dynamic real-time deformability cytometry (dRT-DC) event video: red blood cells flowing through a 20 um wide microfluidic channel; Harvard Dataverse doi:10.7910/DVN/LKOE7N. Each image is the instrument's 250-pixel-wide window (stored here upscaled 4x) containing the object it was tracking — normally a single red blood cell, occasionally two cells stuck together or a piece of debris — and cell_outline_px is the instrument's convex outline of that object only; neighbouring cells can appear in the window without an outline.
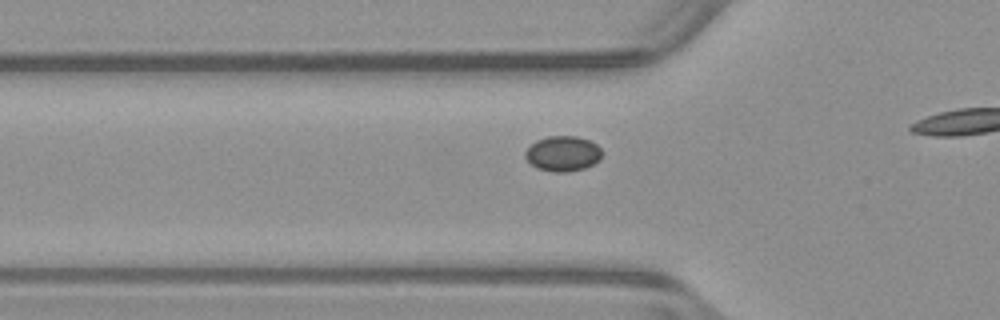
{"species": "common noctule bat (a hibernating species)", "species_latin": "Nyctalus noctula", "temperature_condition": "warm", "stored_images_in_passage": 27, "camera_frame_rate_fps": 3000, "um_per_image_px": 0.085, "animal": {"sex": "male", "body_mass_g": 23.1, "forearm_length_mm": 52.7}, "frame": {"image": 1, "passage_image": 12, "time_ms": 3.667, "image_size_px": [1000, 320], "cell_outline_px": [[604, 152], [600, 160], [584, 168], [568, 172], [552, 172], [536, 168], [524, 156], [524, 152], [536, 140], [548, 136], [576, 136], [588, 140], [596, 144]], "centroid_in_image_um": [47.85, 13.06], "position_along_channel_um": 77.9, "area_um2": 15.84}}
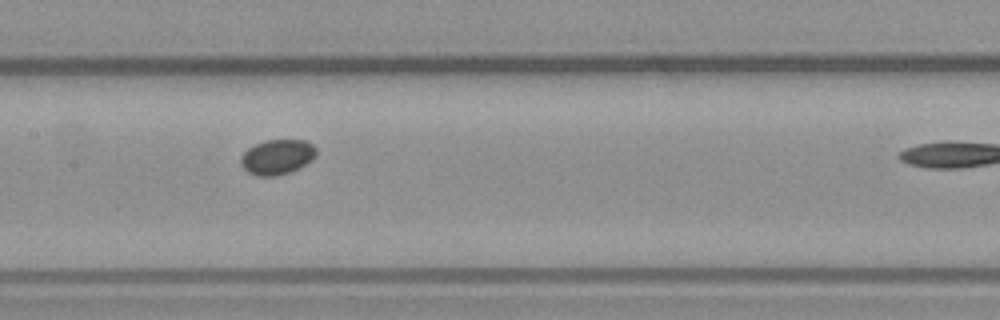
{"frame": {"image": 2, "passage_image": 20, "time_ms": 6.333, "image_size_px": [1000, 320], "cell_outline_px": [[316, 152], [312, 160], [292, 172], [276, 176], [256, 176], [248, 172], [240, 164], [240, 156], [248, 148], [264, 140], [304, 140], [312, 144], [316, 148]], "centroid_in_image_um": [23.54, 13.35], "position_along_channel_um": 183.9, "area_um2": 15.49}}
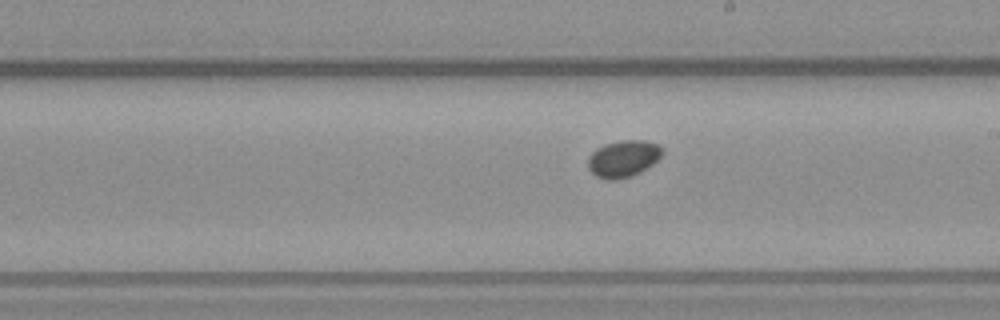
{"frame": {"image": 3, "passage_image": 24, "time_ms": 7.667, "image_size_px": [1000, 320], "cell_outline_px": [[664, 152], [652, 164], [640, 172], [632, 176], [616, 180], [608, 180], [596, 176], [588, 168], [588, 156], [596, 148], [608, 144], [624, 140], [644, 140], [660, 144], [664, 148]], "centroid_in_image_um": [53.0, 13.48], "position_along_channel_um": 236.0, "area_um2": 15.95}}